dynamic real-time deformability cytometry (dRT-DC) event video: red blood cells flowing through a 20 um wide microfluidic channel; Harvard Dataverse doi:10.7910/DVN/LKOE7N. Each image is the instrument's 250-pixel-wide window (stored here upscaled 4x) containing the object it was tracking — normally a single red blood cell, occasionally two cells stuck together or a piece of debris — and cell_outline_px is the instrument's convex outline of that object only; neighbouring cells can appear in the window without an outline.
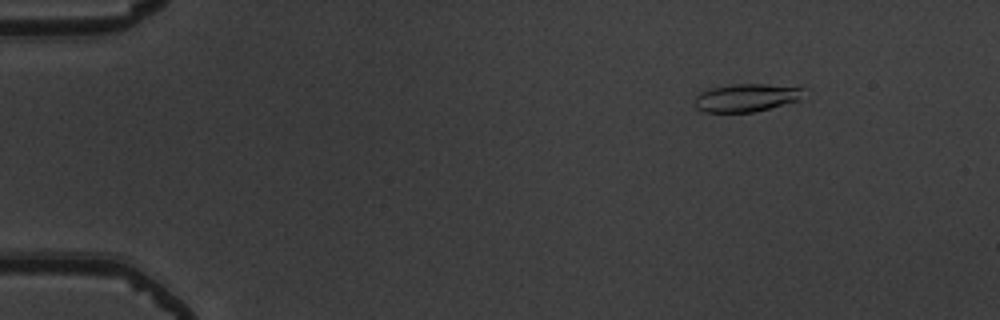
{"species": "common noctule bat (a hibernating species)", "species_latin": "Nyctalus noctula", "temperature_condition": "warm", "stored_images_in_passage": 4, "camera_frame_rate_fps": 3000, "um_per_image_px": 0.085, "animal": {"sex": "male", "body_mass_g": 19.5, "forearm_length_mm": 54.6}, "frame": {"image": 1, "passage_image": 2, "time_ms": 0.333, "image_size_px": [1000, 320], "cell_outline_px": [[800, 100], [752, 112], [704, 112], [696, 108], [696, 96], [700, 92], [712, 88], [732, 84], [768, 84], [800, 88]], "centroid_in_image_um": [63.37, 8.31], "position_along_channel_um": 21.6, "area_um2": 17.28}}